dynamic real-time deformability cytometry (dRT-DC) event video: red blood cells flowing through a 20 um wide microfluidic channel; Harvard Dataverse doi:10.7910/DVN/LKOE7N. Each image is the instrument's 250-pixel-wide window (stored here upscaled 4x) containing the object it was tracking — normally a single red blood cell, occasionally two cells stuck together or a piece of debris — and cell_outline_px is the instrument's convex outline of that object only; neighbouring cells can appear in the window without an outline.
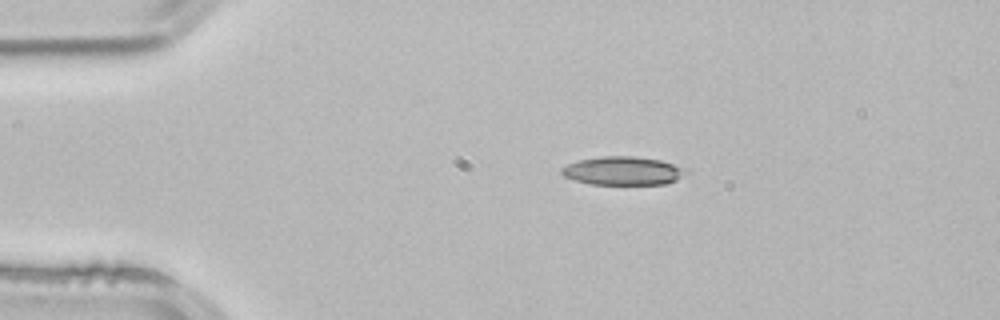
{"species": "common noctule bat (a hibernating species)", "species_latin": "Nyctalus noctula", "temperature_condition": "room temperature", "stored_images_in_passage": 2, "camera_frame_rate_fps": 3000, "um_per_image_px": 0.085, "animal": {"sex": "male", "body_mass_g": 21.5, "forearm_length_mm": 52.0}, "frame": {"image": 1, "passage_image": 1, "time_ms": 0.0, "image_size_px": [1000, 320], "cell_outline_px": [[688, 172], [676, 180], [668, 184], [588, 184], [564, 176], [560, 172], [560, 168], [568, 164], [580, 160], [604, 156], [632, 156], [660, 160], [688, 168]], "centroid_in_image_um": [52.98, 14.52], "position_along_channel_um": 32.0, "area_um2": 20.63}}